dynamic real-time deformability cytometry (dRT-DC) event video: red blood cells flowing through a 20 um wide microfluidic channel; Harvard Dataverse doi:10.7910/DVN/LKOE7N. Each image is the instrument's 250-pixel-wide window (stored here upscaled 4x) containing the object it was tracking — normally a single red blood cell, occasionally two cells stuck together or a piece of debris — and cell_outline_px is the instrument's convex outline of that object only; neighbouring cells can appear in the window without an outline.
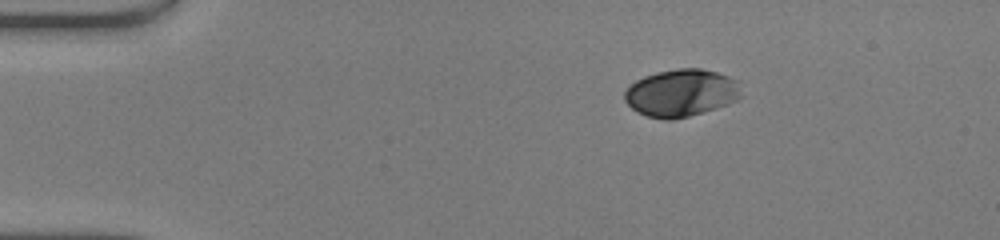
{"species": "human", "species_latin": "Homo sapiens", "temperature_condition": "warm", "stored_images_in_passage": 42, "camera_frame_rate_fps": 3000, "um_per_image_px": 0.085, "donor": {"sex": "male"}, "frame": {"image": 1, "passage_image": 1, "time_ms": 0.0, "image_size_px": [1000, 240], "cell_outline_px": [[744, 96], [728, 104], [716, 108], [688, 116], [672, 120], [664, 120], [648, 116], [636, 112], [624, 100], [624, 92], [636, 80], [644, 76], [656, 72], [676, 68], [700, 68], [716, 72], [740, 80]], "centroid_in_image_um": [57.95, 7.89], "position_along_channel_um": 27.1, "area_um2": 32.6}}
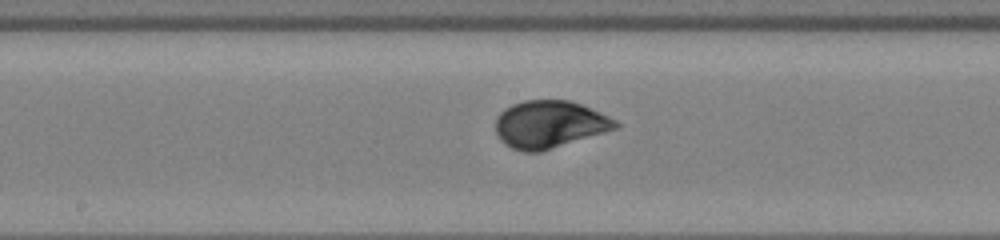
{"frame": {"image": 2, "passage_image": 19, "time_ms": 6.0, "image_size_px": [1000, 240], "cell_outline_px": [[620, 124], [616, 128], [604, 132], [540, 152], [524, 152], [512, 148], [504, 144], [500, 140], [496, 132], [496, 116], [504, 108], [512, 104], [524, 100], [568, 100], [580, 104], [600, 112], [616, 120]], "centroid_in_image_um": [46.66, 10.56], "position_along_channel_um": 201.5, "area_um2": 33.0}}
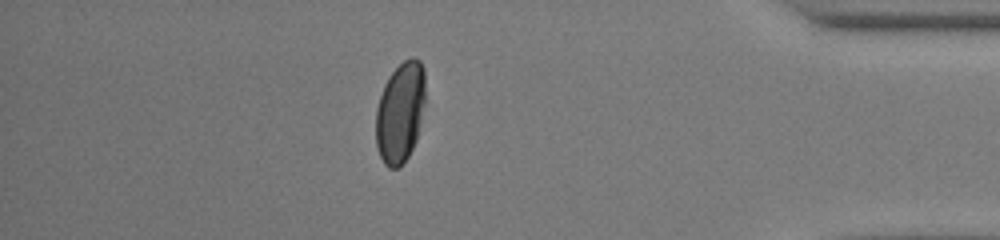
{"frame": {"image": 3, "passage_image": 36, "time_ms": 11.667, "image_size_px": [1000, 240], "cell_outline_px": [[424, 104], [416, 140], [408, 156], [396, 168], [388, 168], [384, 164], [380, 156], [376, 144], [376, 108], [384, 84], [388, 76], [404, 60], [412, 56], [420, 60], [424, 68]], "centroid_in_image_um": [34.01, 9.52], "position_along_channel_um": 401.2, "area_um2": 28.84}, "authors_computed_cell_mechanics": {"area_um2": 31.8767, "velocity_mm_per_s": 4.163, "shape_relaxation_time_tau1_ms": 3.0243, "shape_relaxation_time_tau2_ms": null, "deformation_change_tau1": 0.1509, "deformation_change_tau2": null}}